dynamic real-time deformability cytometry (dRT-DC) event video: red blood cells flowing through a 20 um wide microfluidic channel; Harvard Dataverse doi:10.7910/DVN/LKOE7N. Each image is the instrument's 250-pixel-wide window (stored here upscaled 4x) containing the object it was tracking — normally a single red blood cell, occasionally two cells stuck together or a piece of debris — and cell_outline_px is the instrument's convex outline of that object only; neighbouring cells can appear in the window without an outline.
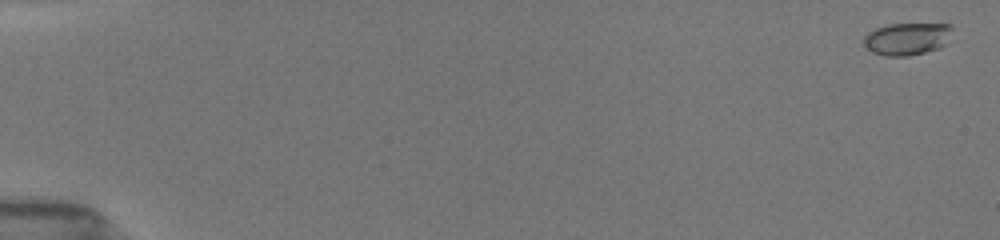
{"species": "common noctule bat (a hibernating species)", "species_latin": "Nyctalus noctula", "temperature_condition": "room temperature", "stored_images_in_passage": 54, "camera_frame_rate_fps": 3000, "um_per_image_px": 0.085, "animal": {"sex": "female", "body_mass_g": 19.5, "forearm_length_mm": 54.1}, "frame": {"image": 1, "passage_image": 2, "time_ms": 0.333, "image_size_px": [1000, 240], "cell_outline_px": [[952, 28], [948, 44], [940, 48], [908, 56], [884, 56], [872, 52], [864, 44], [864, 36], [868, 32], [876, 28], [888, 24], [948, 24]], "centroid_in_image_um": [77.11, 3.31], "position_along_channel_um": 7.9, "area_um2": 16.76}}
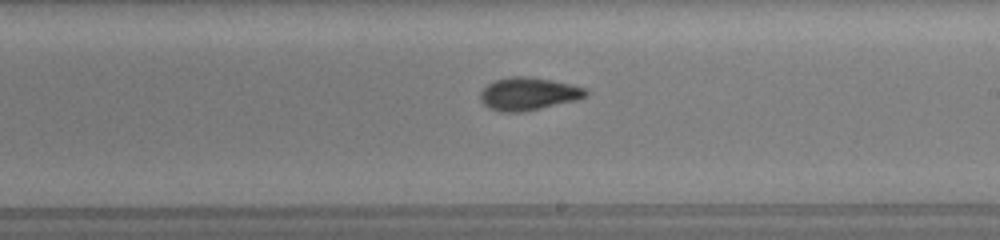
{"frame": {"image": 2, "passage_image": 33, "time_ms": 10.667, "image_size_px": [1000, 240], "cell_outline_px": [[588, 96], [576, 100], [524, 112], [500, 112], [488, 108], [480, 100], [480, 92], [488, 84], [496, 80], [508, 76], [524, 76], [552, 80], [572, 84], [588, 88]], "centroid_in_image_um": [44.93, 7.98], "position_along_channel_um": 244.1, "area_um2": 20.35}}
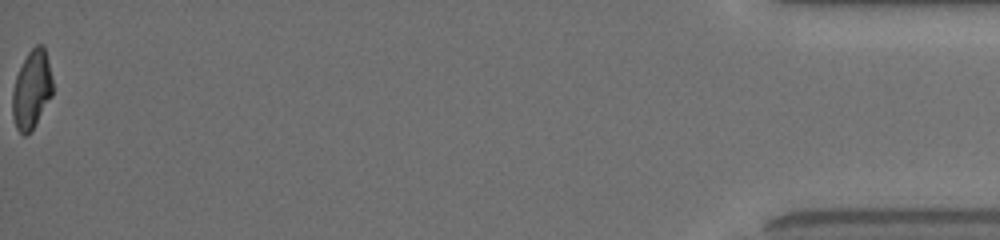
{"frame": {"image": 3, "passage_image": 54, "time_ms": 17.667, "image_size_px": [1000, 240], "cell_outline_px": [[52, 96], [32, 132], [24, 136], [16, 128], [12, 116], [12, 92], [16, 76], [28, 52], [36, 44], [44, 44], [52, 80]], "centroid_in_image_um": [2.69, 7.66], "position_along_channel_um": 432.5, "area_um2": 18.5}, "authors_computed_cell_mechanics": {"area_um2": 18.6983, "velocity_mm_per_s": 3.9699, "shape_relaxation_time_tau1_ms": 3.5788, "shape_relaxation_time_tau2_ms": 1.2215, "deformation_change_tau1": 0.1648, "deformation_change_tau2": 0.0688}}